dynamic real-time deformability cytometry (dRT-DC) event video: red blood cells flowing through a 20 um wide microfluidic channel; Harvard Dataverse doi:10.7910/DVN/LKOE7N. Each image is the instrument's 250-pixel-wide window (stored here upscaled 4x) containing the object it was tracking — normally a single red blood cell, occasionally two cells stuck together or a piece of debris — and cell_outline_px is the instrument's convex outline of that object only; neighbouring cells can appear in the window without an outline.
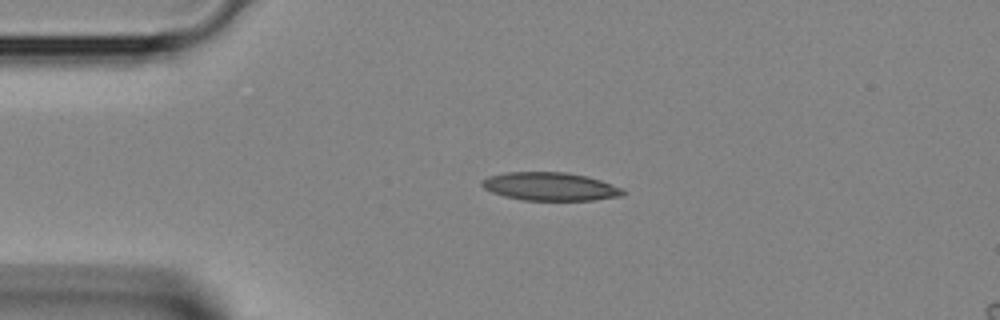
{"species": "Egyptian fruit bat (a non-hibernating species)", "species_latin": "Rousettus aegyptiacus", "temperature_condition": "room temperature", "stored_images_in_passage": 3, "camera_frame_rate_fps": 3000, "um_per_image_px": 0.085, "animal": {"sex": "female"}, "frame": {"image": 1, "passage_image": 1, "time_ms": 0.0, "image_size_px": [1000, 320], "cell_outline_px": [[628, 192], [624, 196], [592, 200], [524, 200], [504, 196], [492, 192], [484, 188], [480, 184], [480, 180], [488, 176], [504, 172], [568, 172], [600, 180], [624, 188]], "centroid_in_image_um": [46.78, 15.85], "position_along_channel_um": 38.2, "area_um2": 23.41}}
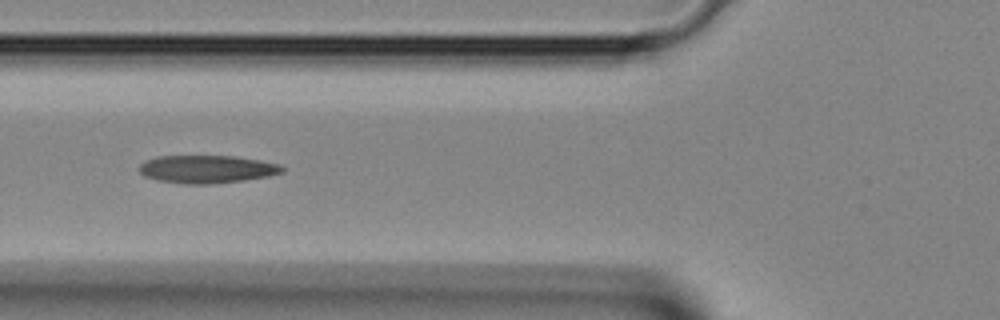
{"frame": {"image": 2, "passage_image": 3, "time_ms": 0.667, "image_size_px": [1000, 320], "cell_outline_px": [[284, 172], [268, 176], [244, 180], [212, 184], [184, 184], [156, 180], [144, 176], [140, 172], [140, 164], [156, 156], [236, 156], [260, 160], [280, 164], [284, 168]], "centroid_in_image_um": [17.6, 14.38], "position_along_channel_um": 108.2, "area_um2": 23.29}}